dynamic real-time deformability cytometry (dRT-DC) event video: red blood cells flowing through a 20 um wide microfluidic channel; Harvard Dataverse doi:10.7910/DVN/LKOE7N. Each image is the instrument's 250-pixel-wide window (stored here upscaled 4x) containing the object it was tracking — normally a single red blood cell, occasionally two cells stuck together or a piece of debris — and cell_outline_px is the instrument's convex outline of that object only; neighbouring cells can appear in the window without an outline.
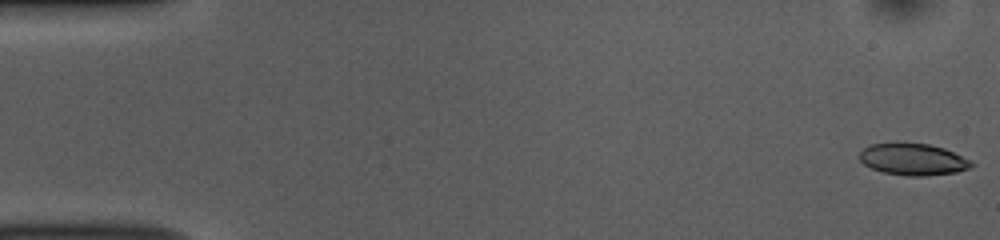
{"species": "common noctule bat (a hibernating species)", "species_latin": "Nyctalus noctula", "temperature_condition": "room temperature", "stored_images_in_passage": 52, "camera_frame_rate_fps": 3000, "um_per_image_px": 0.085, "animal": {"sex": "female", "body_mass_g": 10.0, "forearm_length_mm": 53.1}, "frame": {"image": 1, "passage_image": 1, "time_ms": 0.0, "image_size_px": [1000, 240], "cell_outline_px": [[976, 164], [972, 168], [956, 172], [924, 176], [904, 176], [884, 172], [872, 168], [864, 164], [860, 160], [860, 152], [864, 148], [872, 144], [928, 144], [944, 148], [972, 160]], "centroid_in_image_um": [77.68, 13.57], "position_along_channel_um": 7.3, "area_um2": 20.52}}
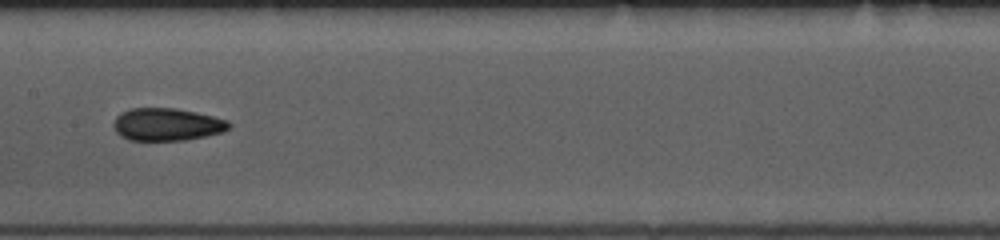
{"frame": {"image": 2, "passage_image": 26, "time_ms": 8.333, "image_size_px": [1000, 240], "cell_outline_px": [[232, 124], [224, 132], [184, 140], [128, 140], [120, 136], [116, 132], [112, 124], [116, 116], [120, 112], [128, 108], [176, 108], [196, 112], [228, 120]], "centroid_in_image_um": [14.16, 10.57], "position_along_channel_um": 193.2, "area_um2": 22.08}}
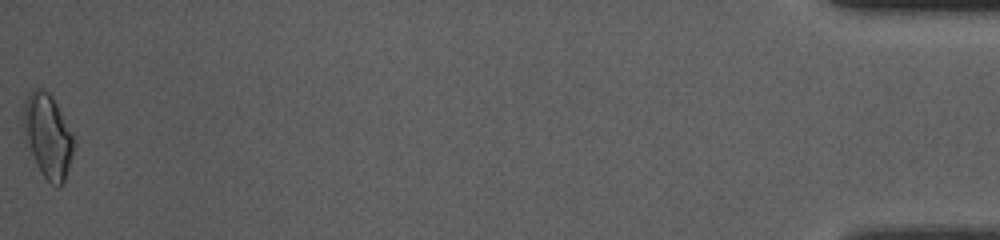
{"frame": {"image": 3, "passage_image": 52, "time_ms": 17.0, "image_size_px": [1000, 240], "cell_outline_px": [[72, 156], [64, 180], [60, 184], [52, 184], [40, 172], [36, 164], [24, 128], [24, 104], [28, 92], [36, 88], [48, 92], [52, 96], [72, 132]], "centroid_in_image_um": [4.07, 11.51], "position_along_channel_um": 431.1, "area_um2": 23.52}, "authors_computed_cell_mechanics": {"area_um2": 21.4438, "velocity_mm_per_s": 3.8565, "shape_relaxation_time_tau1_ms": 4.6769, "shape_relaxation_time_tau2_ms": 1.8343, "deformation_change_tau1": 0.1318, "deformation_change_tau2": 0.0732}}